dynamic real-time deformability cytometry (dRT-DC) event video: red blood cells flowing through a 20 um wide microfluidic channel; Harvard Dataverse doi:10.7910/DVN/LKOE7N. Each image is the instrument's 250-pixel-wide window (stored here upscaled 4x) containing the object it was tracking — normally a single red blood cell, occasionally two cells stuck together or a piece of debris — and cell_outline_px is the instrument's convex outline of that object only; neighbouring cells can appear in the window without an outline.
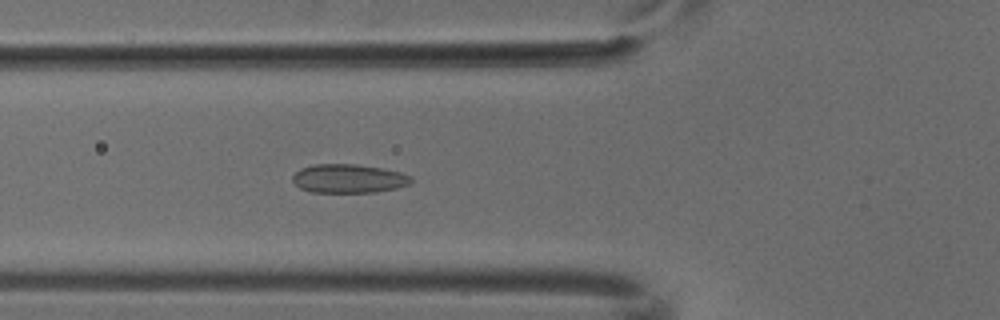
{"species": "common noctule bat (a hibernating species)", "species_latin": "Nyctalus noctula", "temperature_condition": "cold", "stored_images_in_passage": 4, "camera_frame_rate_fps": 3000, "um_per_image_px": 0.085, "animal": {"sex": "male", "body_mass_g": 18.8}, "frame": {"image": 1, "passage_image": 4, "time_ms": 1.0, "image_size_px": [1000, 320], "cell_outline_px": [[412, 180], [408, 184], [396, 188], [376, 192], [312, 192], [300, 188], [292, 180], [292, 176], [300, 168], [316, 164], [356, 164], [380, 168], [400, 172], [412, 176]], "centroid_in_image_um": [29.62, 15.17], "position_along_channel_um": 96.2, "area_um2": 19.77}}